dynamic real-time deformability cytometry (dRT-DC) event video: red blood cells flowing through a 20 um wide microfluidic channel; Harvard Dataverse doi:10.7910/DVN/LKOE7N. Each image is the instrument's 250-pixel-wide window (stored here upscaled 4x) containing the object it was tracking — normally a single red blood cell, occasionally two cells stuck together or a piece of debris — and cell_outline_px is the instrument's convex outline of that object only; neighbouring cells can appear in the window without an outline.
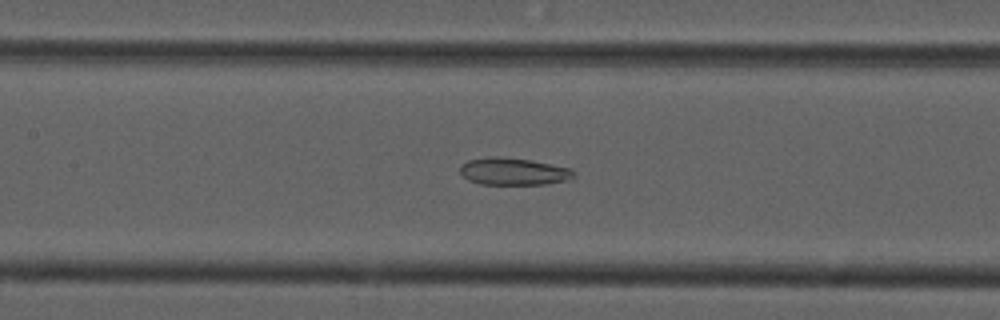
{"species": "common noctule bat (a hibernating species)", "species_latin": "Nyctalus noctula", "temperature_condition": "cold", "stored_images_in_passage": 15, "camera_frame_rate_fps": 3000, "um_per_image_px": 0.085, "animal": {"sex": "male", "forearm_length_mm": 52.5}, "frame": {"image": 1, "passage_image": 11, "time_ms": 3.333, "image_size_px": [1000, 320], "cell_outline_px": [[576, 172], [568, 180], [548, 184], [480, 184], [468, 180], [460, 172], [460, 164], [468, 160], [488, 156], [500, 156], [528, 160], [568, 168]], "centroid_in_image_um": [43.58, 14.57], "position_along_channel_um": 163.8, "area_um2": 17.92}}